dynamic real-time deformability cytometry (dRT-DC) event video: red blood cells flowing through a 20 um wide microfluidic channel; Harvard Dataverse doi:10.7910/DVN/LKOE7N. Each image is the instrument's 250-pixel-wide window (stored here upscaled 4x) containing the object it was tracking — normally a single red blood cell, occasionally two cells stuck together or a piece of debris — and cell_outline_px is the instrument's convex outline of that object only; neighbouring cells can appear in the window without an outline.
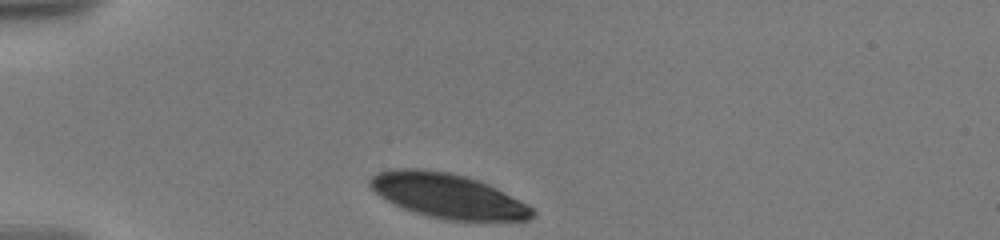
{"species": "human", "species_latin": "Homo sapiens", "temperature_condition": "warm", "stored_images_in_passage": 8, "camera_frame_rate_fps": 3000, "um_per_image_px": 0.085, "donor": {"sex": "male"}, "frame": {"image": 1, "passage_image": 1, "time_ms": 0.0, "image_size_px": [1000, 240], "cell_outline_px": [[536, 216], [528, 220], [452, 220], [428, 216], [404, 208], [380, 196], [368, 184], [368, 180], [372, 176], [380, 172], [392, 168], [420, 168], [448, 172], [480, 180], [528, 204], [536, 212]], "centroid_in_image_um": [38.08, 16.63], "position_along_channel_um": 46.9, "area_um2": 41.85}}
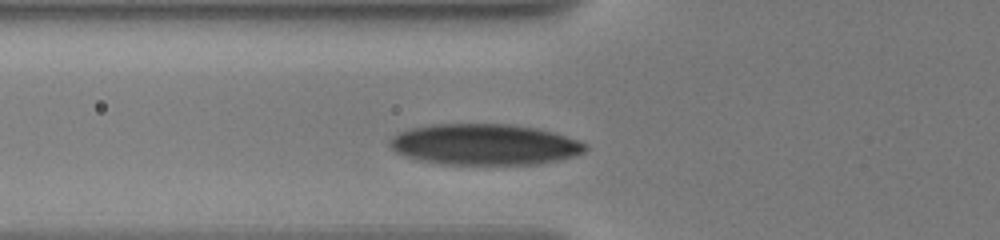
{"frame": {"image": 2, "passage_image": 7, "time_ms": 2.0, "image_size_px": [1000, 240], "cell_outline_px": [[588, 148], [584, 152], [576, 156], [560, 160], [540, 164], [440, 164], [420, 160], [404, 156], [396, 152], [388, 144], [388, 140], [392, 136], [400, 132], [412, 128], [432, 124], [512, 124], [536, 128], [552, 132], [580, 140], [588, 144]], "centroid_in_image_um": [41.21, 12.28], "position_along_channel_um": 84.6, "area_um2": 47.05}}